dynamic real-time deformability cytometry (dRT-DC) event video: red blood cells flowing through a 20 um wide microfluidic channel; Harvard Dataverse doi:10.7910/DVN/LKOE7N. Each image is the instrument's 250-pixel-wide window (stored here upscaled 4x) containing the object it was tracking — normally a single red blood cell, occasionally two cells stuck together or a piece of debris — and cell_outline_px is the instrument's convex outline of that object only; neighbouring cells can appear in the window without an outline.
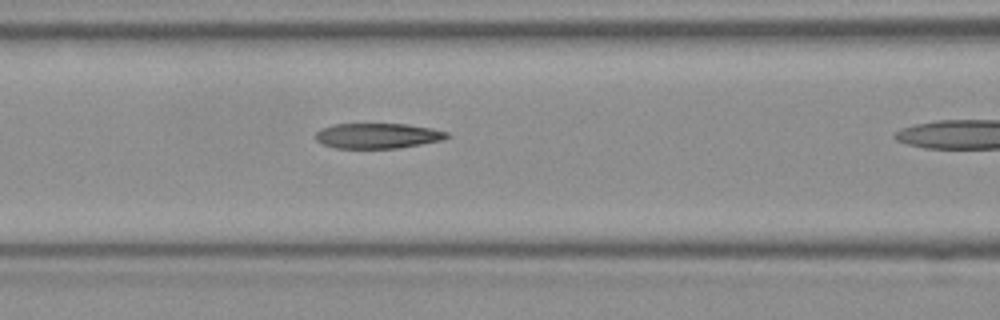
{"species": "Egyptian fruit bat (a non-hibernating species)", "species_latin": "Rousettus aegyptiacus", "temperature_condition": "room temperature", "stored_images_in_passage": 24, "camera_frame_rate_fps": 3000, "um_per_image_px": 0.085, "frame": {"image": 1, "passage_image": 17, "time_ms": 5.333, "image_size_px": [1000, 320], "cell_outline_px": [[452, 136], [444, 140], [400, 148], [336, 148], [324, 144], [316, 140], [316, 132], [320, 128], [332, 124], [404, 124], [432, 128], [448, 132]], "centroid_in_image_um": [32.14, 11.54], "position_along_channel_um": 134.5, "area_um2": 19.48}}